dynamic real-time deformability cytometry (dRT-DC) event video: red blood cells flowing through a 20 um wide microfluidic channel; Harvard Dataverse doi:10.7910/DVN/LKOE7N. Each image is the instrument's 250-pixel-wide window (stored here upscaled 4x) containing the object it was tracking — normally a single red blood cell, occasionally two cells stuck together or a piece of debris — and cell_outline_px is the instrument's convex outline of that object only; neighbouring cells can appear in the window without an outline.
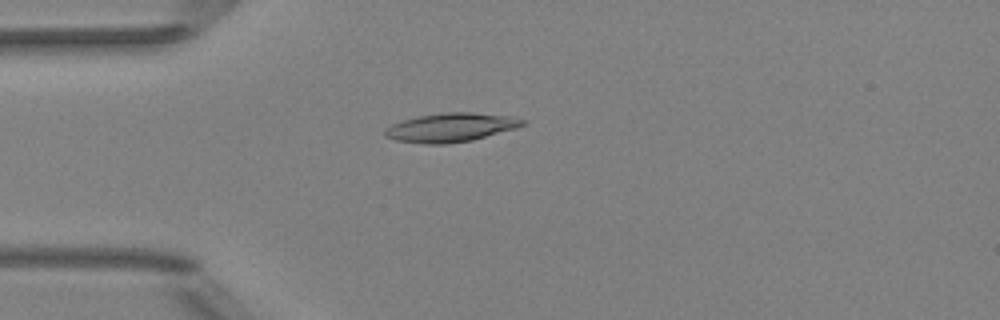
{"species": "Egyptian fruit bat (a non-hibernating species)", "species_latin": "Rousettus aegyptiacus", "temperature_condition": "room temperature", "stored_images_in_passage": 5, "camera_frame_rate_fps": 3000, "um_per_image_px": 0.085, "animal": {"sex": "female"}, "frame": {"image": 1, "passage_image": 4, "time_ms": 3.667, "image_size_px": [1000, 320], "cell_outline_px": [[528, 120], [524, 124], [516, 128], [472, 140], [448, 144], [424, 144], [396, 140], [384, 136], [384, 128], [392, 124], [404, 120], [420, 116], [444, 112], [472, 112], [508, 116]], "centroid_in_image_um": [38.31, 10.84], "position_along_channel_um": 46.7, "area_um2": 23.06}}